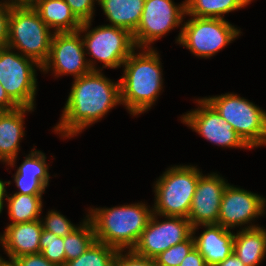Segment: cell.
Segmentation results:
<instances>
[{
  "label": "cell",
  "mask_w": 266,
  "mask_h": 266,
  "mask_svg": "<svg viewBox=\"0 0 266 266\" xmlns=\"http://www.w3.org/2000/svg\"><path fill=\"white\" fill-rule=\"evenodd\" d=\"M121 103L120 82L113 83L100 71L75 78L60 123L54 130L63 137H73L100 120Z\"/></svg>",
  "instance_id": "6da1fadb"
},
{
  "label": "cell",
  "mask_w": 266,
  "mask_h": 266,
  "mask_svg": "<svg viewBox=\"0 0 266 266\" xmlns=\"http://www.w3.org/2000/svg\"><path fill=\"white\" fill-rule=\"evenodd\" d=\"M134 52L123 63L124 75L119 80L121 103L133 116L153 105L163 81L158 53L153 48L139 54Z\"/></svg>",
  "instance_id": "7a4b0ae2"
},
{
  "label": "cell",
  "mask_w": 266,
  "mask_h": 266,
  "mask_svg": "<svg viewBox=\"0 0 266 266\" xmlns=\"http://www.w3.org/2000/svg\"><path fill=\"white\" fill-rule=\"evenodd\" d=\"M90 211L87 218L93 224L96 241L117 250H132L153 214L143 203Z\"/></svg>",
  "instance_id": "3957f363"
},
{
  "label": "cell",
  "mask_w": 266,
  "mask_h": 266,
  "mask_svg": "<svg viewBox=\"0 0 266 266\" xmlns=\"http://www.w3.org/2000/svg\"><path fill=\"white\" fill-rule=\"evenodd\" d=\"M32 6L13 5L8 28L7 47L19 49L23 56L41 67L47 61L53 35Z\"/></svg>",
  "instance_id": "277c9868"
},
{
  "label": "cell",
  "mask_w": 266,
  "mask_h": 266,
  "mask_svg": "<svg viewBox=\"0 0 266 266\" xmlns=\"http://www.w3.org/2000/svg\"><path fill=\"white\" fill-rule=\"evenodd\" d=\"M201 172L194 166H175L155 184L153 213L187 218Z\"/></svg>",
  "instance_id": "5b68a950"
},
{
  "label": "cell",
  "mask_w": 266,
  "mask_h": 266,
  "mask_svg": "<svg viewBox=\"0 0 266 266\" xmlns=\"http://www.w3.org/2000/svg\"><path fill=\"white\" fill-rule=\"evenodd\" d=\"M250 147L266 144V112L236 94L204 98Z\"/></svg>",
  "instance_id": "8992f818"
},
{
  "label": "cell",
  "mask_w": 266,
  "mask_h": 266,
  "mask_svg": "<svg viewBox=\"0 0 266 266\" xmlns=\"http://www.w3.org/2000/svg\"><path fill=\"white\" fill-rule=\"evenodd\" d=\"M239 34L240 30L224 18L193 17L184 23L177 42L194 55L208 58L231 43Z\"/></svg>",
  "instance_id": "52a82bcc"
},
{
  "label": "cell",
  "mask_w": 266,
  "mask_h": 266,
  "mask_svg": "<svg viewBox=\"0 0 266 266\" xmlns=\"http://www.w3.org/2000/svg\"><path fill=\"white\" fill-rule=\"evenodd\" d=\"M10 51L7 46L0 47V82L18 107L34 108L37 90L34 66L40 69L41 66L29 57Z\"/></svg>",
  "instance_id": "ba28073f"
},
{
  "label": "cell",
  "mask_w": 266,
  "mask_h": 266,
  "mask_svg": "<svg viewBox=\"0 0 266 266\" xmlns=\"http://www.w3.org/2000/svg\"><path fill=\"white\" fill-rule=\"evenodd\" d=\"M90 25L91 21H86L81 24L78 31L52 32L54 35L49 57L41 69L47 72L52 67L57 76L71 74L74 79L96 71L93 62L85 59L84 43L79 36L81 32L88 31Z\"/></svg>",
  "instance_id": "9c48e42d"
},
{
  "label": "cell",
  "mask_w": 266,
  "mask_h": 266,
  "mask_svg": "<svg viewBox=\"0 0 266 266\" xmlns=\"http://www.w3.org/2000/svg\"><path fill=\"white\" fill-rule=\"evenodd\" d=\"M82 40L87 54L112 69L121 67L136 48L130 31L111 25L95 27Z\"/></svg>",
  "instance_id": "30bf717a"
},
{
  "label": "cell",
  "mask_w": 266,
  "mask_h": 266,
  "mask_svg": "<svg viewBox=\"0 0 266 266\" xmlns=\"http://www.w3.org/2000/svg\"><path fill=\"white\" fill-rule=\"evenodd\" d=\"M153 213L132 251L137 255L154 259L171 246L187 240L193 234L189 220L179 216H165L163 222Z\"/></svg>",
  "instance_id": "8fae6325"
},
{
  "label": "cell",
  "mask_w": 266,
  "mask_h": 266,
  "mask_svg": "<svg viewBox=\"0 0 266 266\" xmlns=\"http://www.w3.org/2000/svg\"><path fill=\"white\" fill-rule=\"evenodd\" d=\"M185 14V1L176 6L172 0H145L140 22L133 33L136 47L151 48L148 45L178 27Z\"/></svg>",
  "instance_id": "7c38bea8"
},
{
  "label": "cell",
  "mask_w": 266,
  "mask_h": 266,
  "mask_svg": "<svg viewBox=\"0 0 266 266\" xmlns=\"http://www.w3.org/2000/svg\"><path fill=\"white\" fill-rule=\"evenodd\" d=\"M200 109L186 113L182 122L208 141L222 147L250 148L220 114L203 98L199 99Z\"/></svg>",
  "instance_id": "4fadbf2b"
},
{
  "label": "cell",
  "mask_w": 266,
  "mask_h": 266,
  "mask_svg": "<svg viewBox=\"0 0 266 266\" xmlns=\"http://www.w3.org/2000/svg\"><path fill=\"white\" fill-rule=\"evenodd\" d=\"M227 184L216 173L199 177L187 217L193 227V234L199 225L218 224L222 196Z\"/></svg>",
  "instance_id": "5bb4252c"
},
{
  "label": "cell",
  "mask_w": 266,
  "mask_h": 266,
  "mask_svg": "<svg viewBox=\"0 0 266 266\" xmlns=\"http://www.w3.org/2000/svg\"><path fill=\"white\" fill-rule=\"evenodd\" d=\"M265 203V198L227 184L220 205L218 225L232 229L237 225L248 224L263 214Z\"/></svg>",
  "instance_id": "9a60e30c"
},
{
  "label": "cell",
  "mask_w": 266,
  "mask_h": 266,
  "mask_svg": "<svg viewBox=\"0 0 266 266\" xmlns=\"http://www.w3.org/2000/svg\"><path fill=\"white\" fill-rule=\"evenodd\" d=\"M41 220L9 224L0 236L10 260L26 254L40 253V238L42 235Z\"/></svg>",
  "instance_id": "2e32d148"
},
{
  "label": "cell",
  "mask_w": 266,
  "mask_h": 266,
  "mask_svg": "<svg viewBox=\"0 0 266 266\" xmlns=\"http://www.w3.org/2000/svg\"><path fill=\"white\" fill-rule=\"evenodd\" d=\"M206 228L195 238V247L204 257L207 266H215L233 253L234 234L218 224L202 225Z\"/></svg>",
  "instance_id": "e0dca14e"
},
{
  "label": "cell",
  "mask_w": 266,
  "mask_h": 266,
  "mask_svg": "<svg viewBox=\"0 0 266 266\" xmlns=\"http://www.w3.org/2000/svg\"><path fill=\"white\" fill-rule=\"evenodd\" d=\"M32 110L17 107L10 111H0V160L12 167L18 155L19 141L24 136V114Z\"/></svg>",
  "instance_id": "ac0fdd59"
},
{
  "label": "cell",
  "mask_w": 266,
  "mask_h": 266,
  "mask_svg": "<svg viewBox=\"0 0 266 266\" xmlns=\"http://www.w3.org/2000/svg\"><path fill=\"white\" fill-rule=\"evenodd\" d=\"M233 252L246 266H258L266 255V230L252 225L234 234Z\"/></svg>",
  "instance_id": "d6986e66"
},
{
  "label": "cell",
  "mask_w": 266,
  "mask_h": 266,
  "mask_svg": "<svg viewBox=\"0 0 266 266\" xmlns=\"http://www.w3.org/2000/svg\"><path fill=\"white\" fill-rule=\"evenodd\" d=\"M41 20L56 32H74L81 27V22L72 13L64 0H38L32 5Z\"/></svg>",
  "instance_id": "ffe728a7"
},
{
  "label": "cell",
  "mask_w": 266,
  "mask_h": 266,
  "mask_svg": "<svg viewBox=\"0 0 266 266\" xmlns=\"http://www.w3.org/2000/svg\"><path fill=\"white\" fill-rule=\"evenodd\" d=\"M111 26L136 31L144 9L145 0H98Z\"/></svg>",
  "instance_id": "44dd1931"
},
{
  "label": "cell",
  "mask_w": 266,
  "mask_h": 266,
  "mask_svg": "<svg viewBox=\"0 0 266 266\" xmlns=\"http://www.w3.org/2000/svg\"><path fill=\"white\" fill-rule=\"evenodd\" d=\"M252 0H185L186 15L202 18H223L222 14L240 9Z\"/></svg>",
  "instance_id": "7402d4cb"
},
{
  "label": "cell",
  "mask_w": 266,
  "mask_h": 266,
  "mask_svg": "<svg viewBox=\"0 0 266 266\" xmlns=\"http://www.w3.org/2000/svg\"><path fill=\"white\" fill-rule=\"evenodd\" d=\"M6 197L9 217L12 220L10 224L39 220L42 210V195L15 193Z\"/></svg>",
  "instance_id": "603a6c76"
},
{
  "label": "cell",
  "mask_w": 266,
  "mask_h": 266,
  "mask_svg": "<svg viewBox=\"0 0 266 266\" xmlns=\"http://www.w3.org/2000/svg\"><path fill=\"white\" fill-rule=\"evenodd\" d=\"M96 241L92 222L87 218L80 227L64 237L66 262L81 256Z\"/></svg>",
  "instance_id": "cb8c5ba5"
},
{
  "label": "cell",
  "mask_w": 266,
  "mask_h": 266,
  "mask_svg": "<svg viewBox=\"0 0 266 266\" xmlns=\"http://www.w3.org/2000/svg\"><path fill=\"white\" fill-rule=\"evenodd\" d=\"M117 249L95 241L81 256L65 262L64 266H112Z\"/></svg>",
  "instance_id": "d4e9b609"
},
{
  "label": "cell",
  "mask_w": 266,
  "mask_h": 266,
  "mask_svg": "<svg viewBox=\"0 0 266 266\" xmlns=\"http://www.w3.org/2000/svg\"><path fill=\"white\" fill-rule=\"evenodd\" d=\"M14 176H23V178L28 179H40L48 186L50 176L45 154L41 151H31V153L25 157V161H23L17 169Z\"/></svg>",
  "instance_id": "484cf974"
},
{
  "label": "cell",
  "mask_w": 266,
  "mask_h": 266,
  "mask_svg": "<svg viewBox=\"0 0 266 266\" xmlns=\"http://www.w3.org/2000/svg\"><path fill=\"white\" fill-rule=\"evenodd\" d=\"M40 253L49 261L59 266H64L66 254L64 249V237L42 230L40 238Z\"/></svg>",
  "instance_id": "4316f807"
},
{
  "label": "cell",
  "mask_w": 266,
  "mask_h": 266,
  "mask_svg": "<svg viewBox=\"0 0 266 266\" xmlns=\"http://www.w3.org/2000/svg\"><path fill=\"white\" fill-rule=\"evenodd\" d=\"M195 247L193 234L185 241L171 246L154 258L156 266H179L186 255Z\"/></svg>",
  "instance_id": "83f0119b"
},
{
  "label": "cell",
  "mask_w": 266,
  "mask_h": 266,
  "mask_svg": "<svg viewBox=\"0 0 266 266\" xmlns=\"http://www.w3.org/2000/svg\"><path fill=\"white\" fill-rule=\"evenodd\" d=\"M45 221H41L43 230L54 233L56 236L65 237L75 228V225L63 215L56 211H49Z\"/></svg>",
  "instance_id": "f1b7e54d"
},
{
  "label": "cell",
  "mask_w": 266,
  "mask_h": 266,
  "mask_svg": "<svg viewBox=\"0 0 266 266\" xmlns=\"http://www.w3.org/2000/svg\"><path fill=\"white\" fill-rule=\"evenodd\" d=\"M122 252L117 251L112 266H156L154 259L137 255L132 250L125 255Z\"/></svg>",
  "instance_id": "f546056e"
},
{
  "label": "cell",
  "mask_w": 266,
  "mask_h": 266,
  "mask_svg": "<svg viewBox=\"0 0 266 266\" xmlns=\"http://www.w3.org/2000/svg\"><path fill=\"white\" fill-rule=\"evenodd\" d=\"M75 17L81 22L91 21L93 18L94 1L98 0H64Z\"/></svg>",
  "instance_id": "4dcf8cb0"
},
{
  "label": "cell",
  "mask_w": 266,
  "mask_h": 266,
  "mask_svg": "<svg viewBox=\"0 0 266 266\" xmlns=\"http://www.w3.org/2000/svg\"><path fill=\"white\" fill-rule=\"evenodd\" d=\"M19 194L42 195L47 187L40 179H28L23 176H13Z\"/></svg>",
  "instance_id": "1f68e13d"
},
{
  "label": "cell",
  "mask_w": 266,
  "mask_h": 266,
  "mask_svg": "<svg viewBox=\"0 0 266 266\" xmlns=\"http://www.w3.org/2000/svg\"><path fill=\"white\" fill-rule=\"evenodd\" d=\"M13 5L10 1L0 2V47L7 46L9 17Z\"/></svg>",
  "instance_id": "d6a6232c"
},
{
  "label": "cell",
  "mask_w": 266,
  "mask_h": 266,
  "mask_svg": "<svg viewBox=\"0 0 266 266\" xmlns=\"http://www.w3.org/2000/svg\"><path fill=\"white\" fill-rule=\"evenodd\" d=\"M17 266H59L49 262L41 253L26 254L13 259Z\"/></svg>",
  "instance_id": "836d02e7"
},
{
  "label": "cell",
  "mask_w": 266,
  "mask_h": 266,
  "mask_svg": "<svg viewBox=\"0 0 266 266\" xmlns=\"http://www.w3.org/2000/svg\"><path fill=\"white\" fill-rule=\"evenodd\" d=\"M179 266H207L204 257L199 250L194 247L182 260Z\"/></svg>",
  "instance_id": "e575fe53"
},
{
  "label": "cell",
  "mask_w": 266,
  "mask_h": 266,
  "mask_svg": "<svg viewBox=\"0 0 266 266\" xmlns=\"http://www.w3.org/2000/svg\"><path fill=\"white\" fill-rule=\"evenodd\" d=\"M18 106L6 94L0 82V111H10L16 109Z\"/></svg>",
  "instance_id": "d590c367"
},
{
  "label": "cell",
  "mask_w": 266,
  "mask_h": 266,
  "mask_svg": "<svg viewBox=\"0 0 266 266\" xmlns=\"http://www.w3.org/2000/svg\"><path fill=\"white\" fill-rule=\"evenodd\" d=\"M215 266H246V265L233 252L224 261L217 263Z\"/></svg>",
  "instance_id": "8d00e7d4"
},
{
  "label": "cell",
  "mask_w": 266,
  "mask_h": 266,
  "mask_svg": "<svg viewBox=\"0 0 266 266\" xmlns=\"http://www.w3.org/2000/svg\"><path fill=\"white\" fill-rule=\"evenodd\" d=\"M5 184L10 185V181L3 182L2 180H0V213L3 210V202H4L3 200H4L5 196H7V194H5L6 193Z\"/></svg>",
  "instance_id": "74e56055"
},
{
  "label": "cell",
  "mask_w": 266,
  "mask_h": 266,
  "mask_svg": "<svg viewBox=\"0 0 266 266\" xmlns=\"http://www.w3.org/2000/svg\"><path fill=\"white\" fill-rule=\"evenodd\" d=\"M38 0H14V5L32 6Z\"/></svg>",
  "instance_id": "f35d334b"
},
{
  "label": "cell",
  "mask_w": 266,
  "mask_h": 266,
  "mask_svg": "<svg viewBox=\"0 0 266 266\" xmlns=\"http://www.w3.org/2000/svg\"><path fill=\"white\" fill-rule=\"evenodd\" d=\"M0 266H17V264L14 260L5 261L0 257Z\"/></svg>",
  "instance_id": "ab89813d"
}]
</instances>
